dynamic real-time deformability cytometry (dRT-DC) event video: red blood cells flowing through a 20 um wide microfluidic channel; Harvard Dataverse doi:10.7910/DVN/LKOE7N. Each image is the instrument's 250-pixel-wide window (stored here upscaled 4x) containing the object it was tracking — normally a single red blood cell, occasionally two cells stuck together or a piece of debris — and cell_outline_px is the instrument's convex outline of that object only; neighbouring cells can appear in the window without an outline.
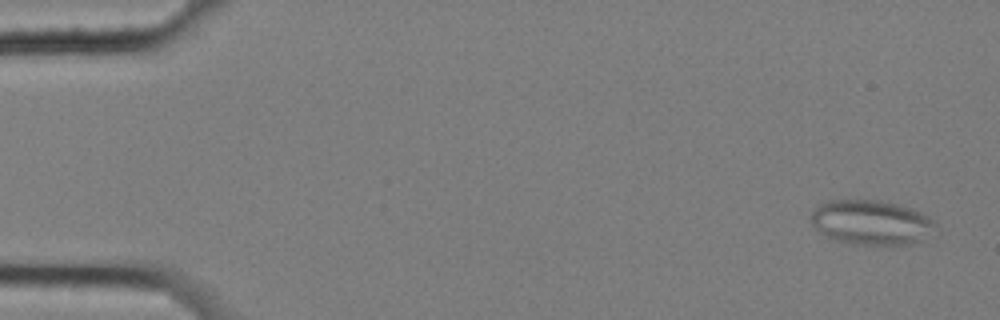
{"species": "common noctule bat (a hibernating species)", "species_latin": "Nyctalus noctula", "temperature_condition": "cold", "stored_images_in_passage": 10, "camera_frame_rate_fps": 3000, "um_per_image_px": 0.085, "animal": {"sex": "female", "body_mass_g": 25.1}, "frame": {"image": 1, "passage_image": 1, "time_ms": 0.0, "image_size_px": [1000, 320], "cell_outline_px": [[936, 224], [920, 240], [912, 244], [856, 244], [836, 240], [820, 232], [812, 224], [812, 212], [820, 204], [828, 200], [880, 200], [912, 208], [928, 216]], "centroid_in_image_um": [74.02, 18.88], "position_along_channel_um": 11.0, "area_um2": 31.73}}
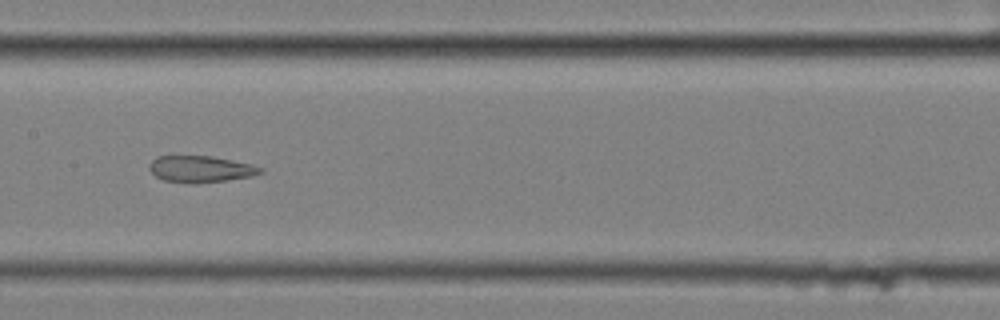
{"frame": {"image": 2, "passage_image": 9, "time_ms": 2.667, "image_size_px": [1000, 320], "cell_outline_px": [[264, 172], [252, 176], [228, 180], [188, 184], [164, 180], [156, 176], [148, 168], [148, 164], [156, 156], [212, 156], [252, 164], [264, 168]], "centroid_in_image_um": [17.06, 14.37], "position_along_channel_um": 190.3, "area_um2": 17.34}}
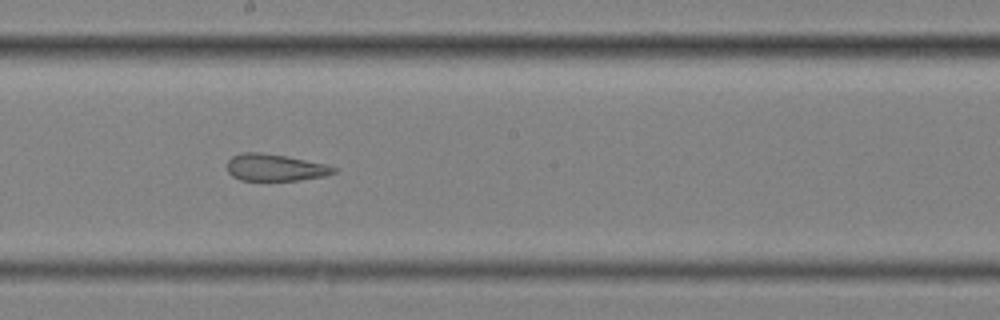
{"frame": {"image": 3, "passage_image": 10, "time_ms": 3.0, "image_size_px": [1000, 320], "cell_outline_px": [[336, 172], [324, 176], [300, 180], [240, 180], [232, 176], [228, 172], [228, 160], [232, 156], [244, 152], [260, 152], [284, 156], [324, 164], [336, 168]], "centroid_in_image_um": [23.35, 14.24], "position_along_channel_um": 224.9, "area_um2": 16.47}}